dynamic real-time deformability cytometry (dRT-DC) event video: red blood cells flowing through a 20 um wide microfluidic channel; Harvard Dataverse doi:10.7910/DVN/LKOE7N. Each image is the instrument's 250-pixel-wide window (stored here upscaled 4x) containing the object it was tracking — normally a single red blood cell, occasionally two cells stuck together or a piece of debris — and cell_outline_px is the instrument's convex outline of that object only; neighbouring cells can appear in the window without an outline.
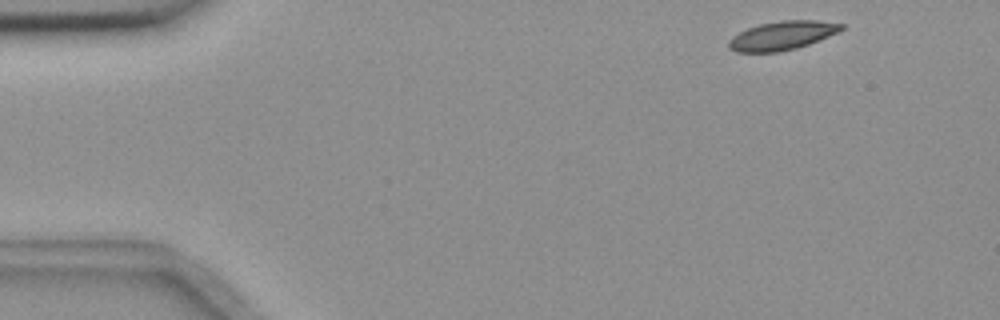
{"species": "common noctule bat (a hibernating species)", "species_latin": "Nyctalus noctula", "temperature_condition": "room temperature", "stored_images_in_passage": 51, "camera_frame_rate_fps": 3000, "um_per_image_px": 0.085, "animal": {"sex": "female", "body_mass_g": 18.4}, "frame": {"image": 1, "passage_image": 1, "time_ms": 0.0, "image_size_px": [1000, 320], "cell_outline_px": [[844, 28], [840, 32], [808, 44], [796, 48], [780, 52], [736, 52], [728, 48], [728, 40], [732, 36], [748, 28], [760, 24], [780, 20], [816, 20], [844, 24]], "centroid_in_image_um": [66.49, 3.02], "position_along_channel_um": 18.5, "area_um2": 18.96}}
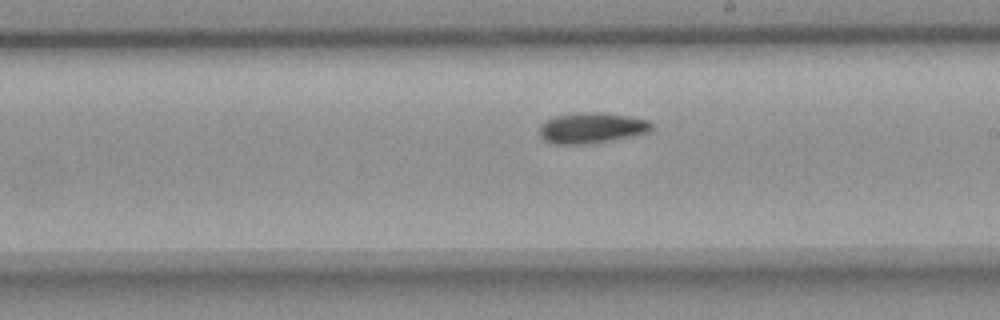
{"frame": {"image": 2, "passage_image": 27, "time_ms": 8.667, "image_size_px": [1000, 320], "cell_outline_px": [[652, 132], [640, 136], [592, 144], [552, 144], [544, 140], [540, 136], [540, 124], [556, 116], [576, 112], [596, 112], [628, 116], [648, 120], [652, 124]], "centroid_in_image_um": [50.35, 10.9], "position_along_channel_um": 238.7, "area_um2": 20.52}}
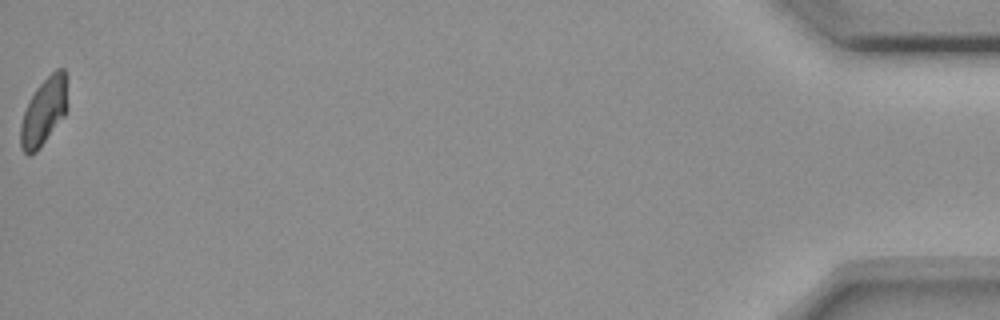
{"frame": {"image": 3, "passage_image": 51, "time_ms": 16.667, "image_size_px": [1000, 320], "cell_outline_px": [[68, 104], [64, 116], [36, 152], [28, 156], [20, 148], [20, 124], [24, 112], [36, 88], [56, 68], [64, 68]], "centroid_in_image_um": [3.72, 9.5], "position_along_channel_um": 431.5, "area_um2": 18.21}, "authors_computed_cell_mechanics": {"area_um2": 19.363, "velocity_mm_per_s": 3.6437, "shape_relaxation_time_tau1_ms": 9.9876, "shape_relaxation_time_tau2_ms": null, "deformation_change_tau1": 0.1448, "deformation_change_tau2": null}}